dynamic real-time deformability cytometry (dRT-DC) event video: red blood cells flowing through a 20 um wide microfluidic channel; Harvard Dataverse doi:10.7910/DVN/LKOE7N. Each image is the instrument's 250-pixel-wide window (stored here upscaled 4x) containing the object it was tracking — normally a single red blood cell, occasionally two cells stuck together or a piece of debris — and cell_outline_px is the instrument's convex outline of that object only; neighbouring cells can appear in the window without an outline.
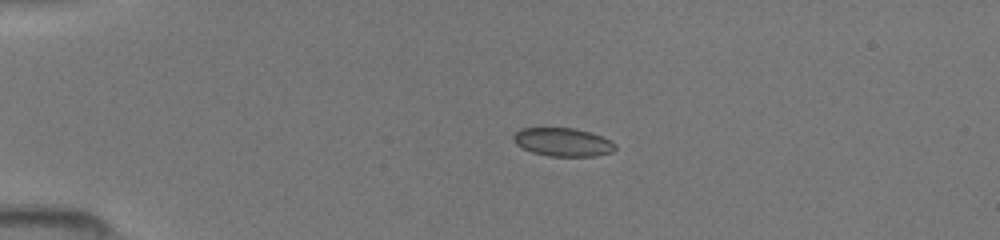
{"species": "common noctule bat (a hibernating species)", "species_latin": "Nyctalus noctula", "temperature_condition": "room temperature", "stored_images_in_passage": 37, "camera_frame_rate_fps": 3000, "um_per_image_px": 0.085, "animal": {"sex": "female", "body_mass_g": 19.5, "forearm_length_mm": 54.1}, "frame": {"image": 1, "passage_image": 6, "time_ms": 4.0, "image_size_px": [1000, 240], "cell_outline_px": [[616, 148], [612, 152], [596, 156], [548, 156], [532, 152], [516, 144], [512, 140], [512, 136], [520, 128], [576, 128], [612, 140], [616, 144]], "centroid_in_image_um": [47.84, 12.08], "position_along_channel_um": 37.2, "area_um2": 16.88}}
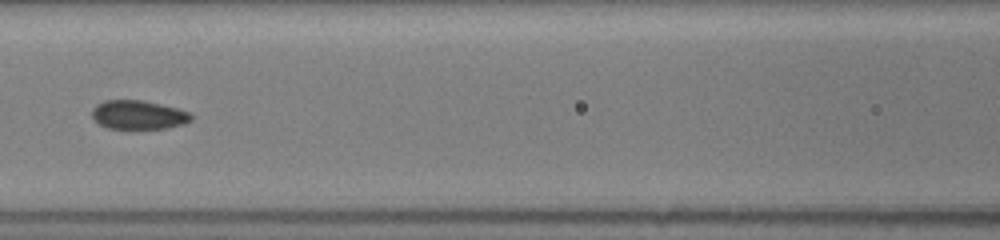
{"frame": {"image": 2, "passage_image": 18, "time_ms": 8.0, "image_size_px": [1000, 240], "cell_outline_px": [[192, 120], [184, 124], [168, 128], [132, 132], [104, 128], [92, 116], [92, 108], [96, 104], [104, 100], [144, 100], [176, 108], [188, 112], [192, 116]], "centroid_in_image_um": [11.73, 9.82], "position_along_channel_um": 154.9, "area_um2": 17.57}}
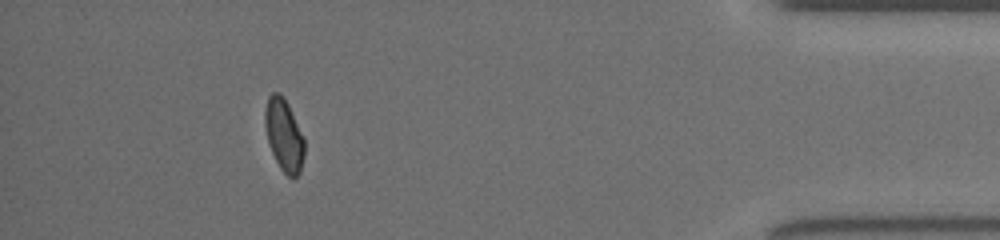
{"frame": {"image": 3, "passage_image": 33, "time_ms": 15.333, "image_size_px": [1000, 240], "cell_outline_px": [[304, 156], [300, 172], [292, 180], [280, 168], [268, 144], [264, 124], [264, 112], [268, 96], [272, 92], [280, 92], [284, 96], [288, 104], [304, 140]], "centroid_in_image_um": [24.11, 11.47], "position_along_channel_um": 411.1, "area_um2": 16.65}}